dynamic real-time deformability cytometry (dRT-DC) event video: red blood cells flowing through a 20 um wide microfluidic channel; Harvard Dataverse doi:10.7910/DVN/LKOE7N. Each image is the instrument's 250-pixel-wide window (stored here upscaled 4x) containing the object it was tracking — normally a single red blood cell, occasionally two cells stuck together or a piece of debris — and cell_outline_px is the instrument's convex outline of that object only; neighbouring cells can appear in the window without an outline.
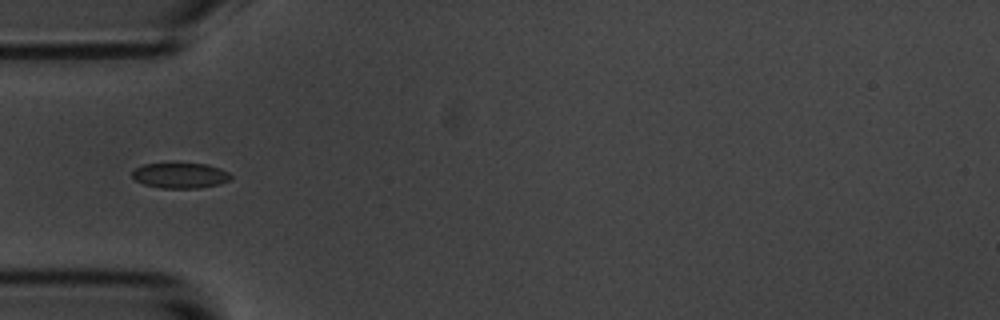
{"species": "common noctule bat (a hibernating species)", "species_latin": "Nyctalus noctula", "temperature_condition": "room temperature", "stored_images_in_passage": 6, "segment_of_instrument_passage": [2, 2], "camera_frame_rate_fps": 3000, "um_per_image_px": 0.085, "animal": {"sex": "male", "body_mass_g": 20.1, "forearm_length_mm": 53.5}, "frame": {"image": 1, "passage_image": 6, "time_ms": 5.667, "image_size_px": [1000, 320], "cell_outline_px": [[232, 176], [228, 180], [220, 184], [200, 188], [160, 188], [144, 184], [136, 180], [132, 176], [132, 172], [136, 168], [144, 164], [172, 160], [176, 160], [208, 164], [220, 168], [228, 172]], "centroid_in_image_um": [15.31, 14.85], "position_along_channel_um": 69.7, "area_um2": 15.43}}